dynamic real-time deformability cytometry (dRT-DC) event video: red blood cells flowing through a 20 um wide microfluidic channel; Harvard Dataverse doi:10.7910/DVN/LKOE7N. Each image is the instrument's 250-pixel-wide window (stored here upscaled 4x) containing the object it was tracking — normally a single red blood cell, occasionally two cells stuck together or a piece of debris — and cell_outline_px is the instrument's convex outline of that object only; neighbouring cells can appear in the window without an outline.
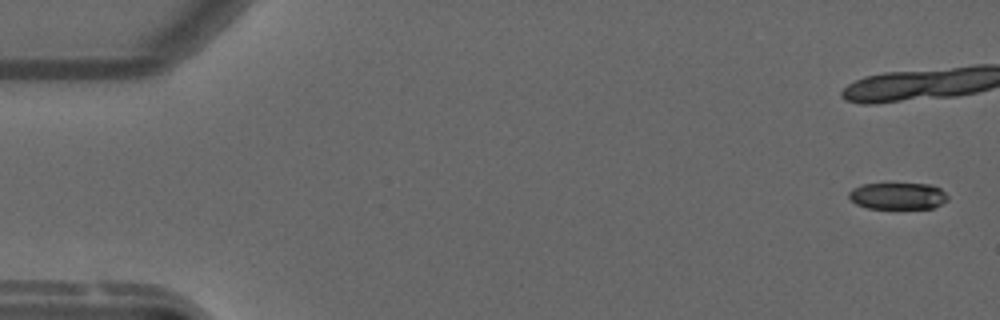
{"species": "common noctule bat (a hibernating species)", "species_latin": "Nyctalus noctula", "temperature_condition": "warm", "stored_images_in_passage": 15, "camera_frame_rate_fps": 3000, "um_per_image_px": 0.085, "animal": {"sex": "male", "forearm_length_mm": 52.5}, "frame": {"image": 1, "passage_image": 1, "time_ms": 0.0, "image_size_px": [1000, 320], "cell_outline_px": [[948, 200], [932, 208], [868, 208], [856, 204], [848, 196], [848, 192], [852, 188], [864, 184], [932, 184], [940, 188], [948, 196]], "centroid_in_image_um": [76.31, 16.65], "position_along_channel_um": 8.7, "area_um2": 15.32}}